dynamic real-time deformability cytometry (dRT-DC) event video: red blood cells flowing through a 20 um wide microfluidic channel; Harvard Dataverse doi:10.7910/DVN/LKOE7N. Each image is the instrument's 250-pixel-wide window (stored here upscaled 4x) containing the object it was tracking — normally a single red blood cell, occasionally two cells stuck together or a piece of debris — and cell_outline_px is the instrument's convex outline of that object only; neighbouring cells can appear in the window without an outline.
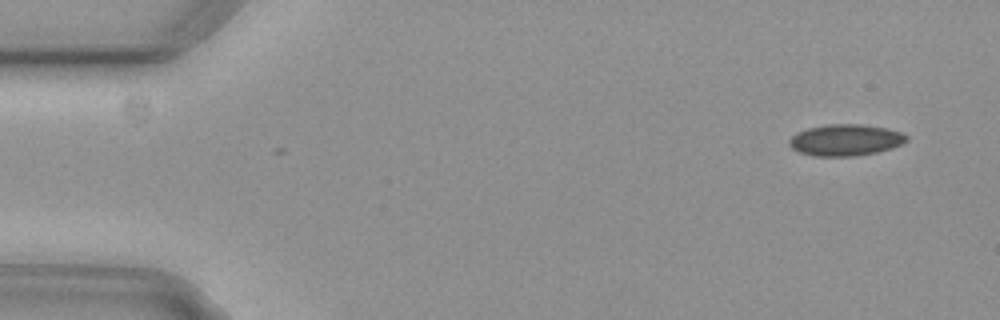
{"species": "common noctule bat (a hibernating species)", "species_latin": "Nyctalus noctula", "temperature_condition": "cold", "stored_images_in_passage": 5, "camera_frame_rate_fps": 3000, "um_per_image_px": 0.085, "animal": {"sex": "female", "body_mass_g": 29.2, "forearm_length_mm": 56.3}, "frame": {"image": 1, "passage_image": 1, "time_ms": 0.0, "image_size_px": [1000, 320], "cell_outline_px": [[908, 140], [892, 148], [876, 152], [856, 156], [816, 156], [800, 152], [792, 148], [788, 144], [788, 140], [796, 132], [808, 128], [828, 124], [864, 124], [888, 128], [900, 132], [908, 136]], "centroid_in_image_um": [71.86, 11.89], "position_along_channel_um": 13.1, "area_um2": 21.56}}